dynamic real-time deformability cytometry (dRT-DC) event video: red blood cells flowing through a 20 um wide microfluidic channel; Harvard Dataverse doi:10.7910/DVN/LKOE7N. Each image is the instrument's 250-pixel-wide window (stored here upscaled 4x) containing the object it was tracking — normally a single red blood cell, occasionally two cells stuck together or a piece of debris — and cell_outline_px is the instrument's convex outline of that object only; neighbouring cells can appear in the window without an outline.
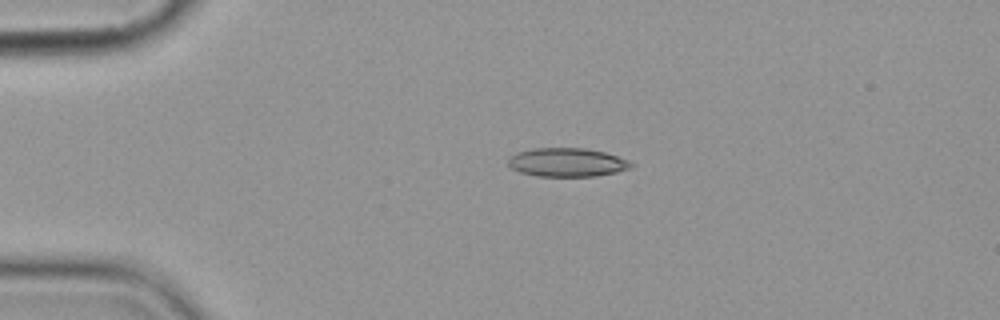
{"species": "common noctule bat (a hibernating species)", "species_latin": "Nyctalus noctula", "temperature_condition": "cold", "stored_images_in_passage": 2, "camera_frame_rate_fps": 3000, "um_per_image_px": 0.085, "animal": {"sex": "female", "body_mass_g": 19.9}, "frame": {"image": 1, "passage_image": 1, "time_ms": 0.0, "image_size_px": [1000, 320], "cell_outline_px": [[636, 164], [632, 168], [616, 172], [596, 176], [536, 176], [520, 172], [512, 168], [508, 164], [508, 156], [516, 152], [532, 148], [584, 148], [604, 152], [628, 160]], "centroid_in_image_um": [48.19, 13.8], "position_along_channel_um": 36.8, "area_um2": 20.69}}